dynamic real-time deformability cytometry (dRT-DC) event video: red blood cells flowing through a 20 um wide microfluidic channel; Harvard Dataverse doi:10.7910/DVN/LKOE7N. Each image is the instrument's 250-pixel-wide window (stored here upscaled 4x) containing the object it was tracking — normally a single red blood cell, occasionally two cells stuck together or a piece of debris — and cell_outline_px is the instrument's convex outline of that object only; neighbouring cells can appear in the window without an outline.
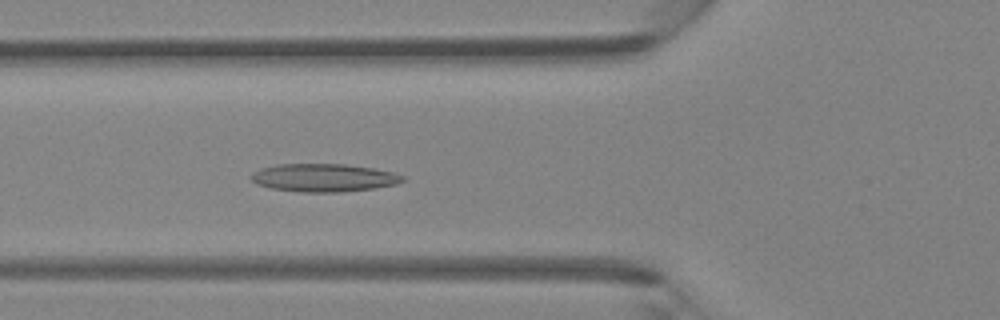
{"species": "Egyptian fruit bat (a non-hibernating species)", "species_latin": "Rousettus aegyptiacus", "temperature_condition": "room temperature", "stored_images_in_passage": 46, "camera_frame_rate_fps": 3000, "um_per_image_px": 0.085, "animal": {"sex": "female"}, "frame": {"image": 1, "passage_image": 17, "time_ms": 5.333, "image_size_px": [1000, 320], "cell_outline_px": [[408, 180], [396, 184], [372, 188], [340, 192], [300, 192], [272, 188], [256, 184], [248, 176], [252, 172], [260, 168], [276, 164], [344, 164], [372, 168], [392, 172], [408, 176]], "centroid_in_image_um": [27.52, 15.1], "position_along_channel_um": 98.3, "area_um2": 24.91}}
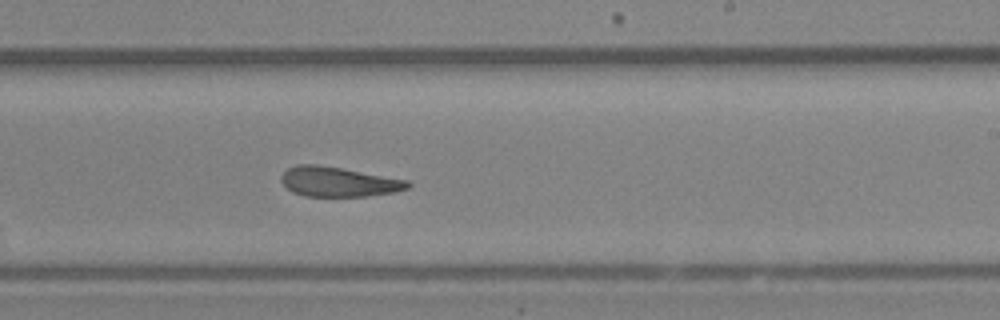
{"frame": {"image": 2, "passage_image": 28, "time_ms": 9.0, "image_size_px": [1000, 320], "cell_outline_px": [[412, 184], [408, 188], [396, 192], [368, 196], [304, 196], [292, 192], [280, 180], [280, 176], [288, 168], [296, 164], [316, 164], [340, 168], [408, 180]], "centroid_in_image_um": [28.76, 15.45], "position_along_channel_um": 260.2, "area_um2": 21.91}}
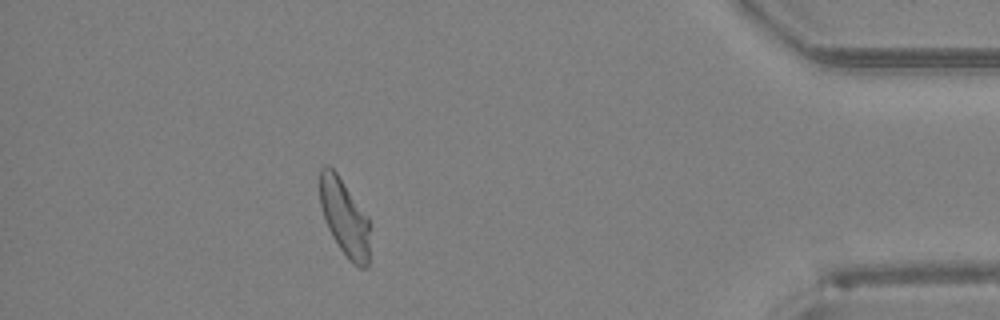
{"frame": {"image": 3, "passage_image": 41, "time_ms": 13.333, "image_size_px": [1000, 320], "cell_outline_px": [[368, 268], [360, 268], [352, 264], [348, 260], [332, 236], [328, 228], [320, 204], [320, 168], [328, 164], [336, 172], [368, 216]], "centroid_in_image_um": [29.27, 18.49], "position_along_channel_um": 405.9, "area_um2": 22.14}}